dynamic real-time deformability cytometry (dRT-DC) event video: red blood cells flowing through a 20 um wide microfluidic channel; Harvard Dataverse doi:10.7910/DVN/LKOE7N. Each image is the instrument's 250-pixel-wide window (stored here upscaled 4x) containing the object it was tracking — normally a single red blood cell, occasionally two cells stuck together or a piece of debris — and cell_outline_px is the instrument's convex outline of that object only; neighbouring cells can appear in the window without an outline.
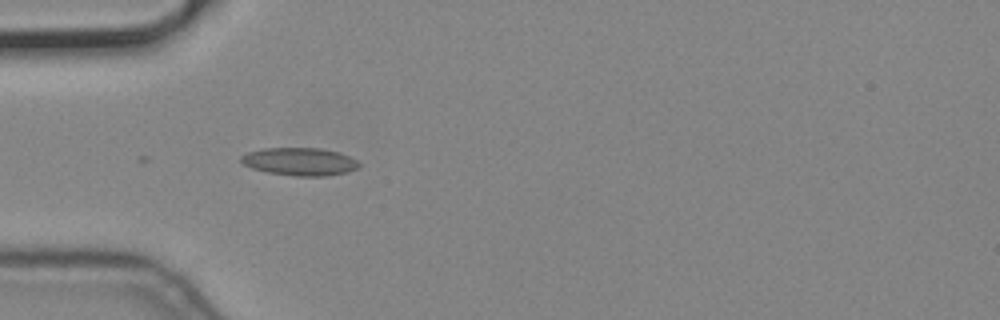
{"species": "common noctule bat (a hibernating species)", "species_latin": "Nyctalus noctula", "temperature_condition": "cold", "stored_images_in_passage": 7, "camera_frame_rate_fps": 3000, "um_per_image_px": 0.085, "animal": {"sex": "male", "body_mass_g": 19.2, "forearm_length_mm": 51.8}, "frame": {"image": 1, "passage_image": 2, "time_ms": 0.333, "image_size_px": [1000, 320], "cell_outline_px": [[360, 164], [356, 168], [348, 172], [324, 176], [296, 176], [268, 172], [252, 168], [244, 164], [240, 160], [240, 156], [248, 152], [264, 148], [320, 148], [340, 152], [356, 160]], "centroid_in_image_um": [25.47, 13.73], "position_along_channel_um": 59.5, "area_um2": 19.02}}
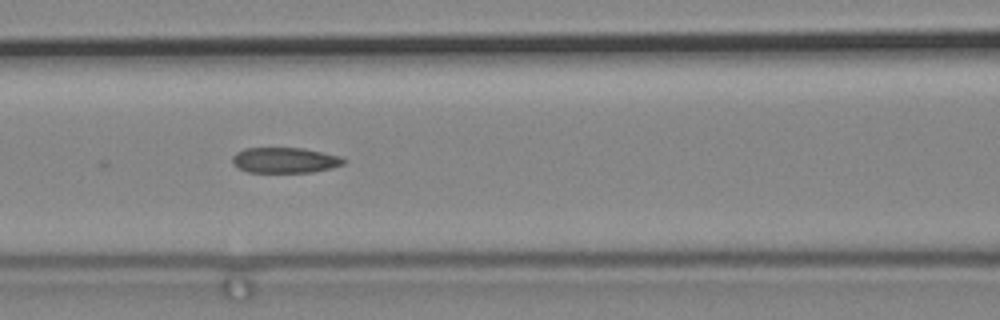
{"frame": {"image": 2, "passage_image": 4, "time_ms": 1.0, "image_size_px": [1000, 320], "cell_outline_px": [[344, 164], [332, 168], [312, 172], [248, 172], [232, 164], [232, 156], [236, 152], [244, 148], [300, 148], [340, 156], [344, 160]], "centroid_in_image_um": [24.17, 13.62], "position_along_channel_um": 142.4, "area_um2": 16.42}}
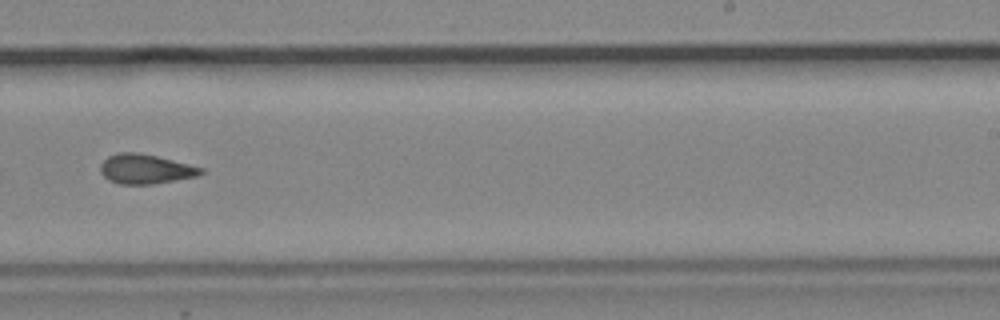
{"frame": {"image": 3, "passage_image": 7, "time_ms": 2.0, "image_size_px": [1000, 320], "cell_outline_px": [[204, 172], [200, 176], [152, 184], [120, 184], [108, 180], [100, 172], [100, 164], [108, 156], [116, 152], [136, 152], [156, 156], [204, 168]], "centroid_in_image_um": [12.36, 14.37], "position_along_channel_um": 276.6, "area_um2": 17.4}}